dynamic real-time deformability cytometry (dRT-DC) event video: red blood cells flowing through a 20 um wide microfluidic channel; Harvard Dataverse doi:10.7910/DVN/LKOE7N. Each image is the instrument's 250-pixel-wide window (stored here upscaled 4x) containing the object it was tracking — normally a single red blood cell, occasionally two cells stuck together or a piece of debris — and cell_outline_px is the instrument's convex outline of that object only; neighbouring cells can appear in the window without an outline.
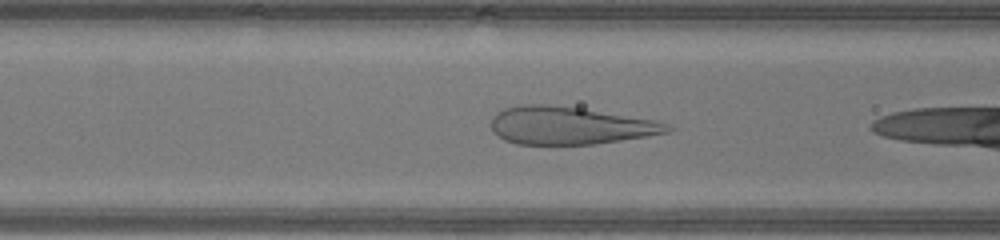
{"species": "human", "species_latin": "Homo sapiens", "temperature_condition": "warm", "stored_images_in_passage": 6, "camera_frame_rate_fps": 3000, "um_per_image_px": 0.085, "donor": {"sex": "male"}, "frame": {"image": 1, "passage_image": 4, "time_ms": 1.0, "image_size_px": [1000, 240], "cell_outline_px": [[676, 128], [668, 132], [648, 136], [596, 144], [516, 144], [504, 140], [492, 128], [492, 120], [496, 112], [504, 108], [520, 104], [548, 104], [580, 108], [656, 120]], "centroid_in_image_um": [48.44, 10.67], "position_along_channel_um": 118.2, "area_um2": 38.61}}